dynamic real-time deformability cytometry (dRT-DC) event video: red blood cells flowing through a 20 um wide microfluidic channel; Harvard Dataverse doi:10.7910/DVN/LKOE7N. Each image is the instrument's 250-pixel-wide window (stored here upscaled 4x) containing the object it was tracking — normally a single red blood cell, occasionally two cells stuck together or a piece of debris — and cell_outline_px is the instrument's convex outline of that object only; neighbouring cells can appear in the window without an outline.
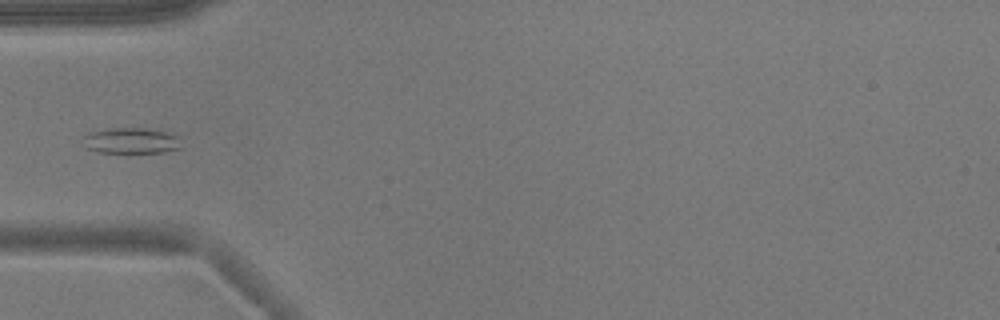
{"species": "common noctule bat (a hibernating species)", "species_latin": "Nyctalus noctula", "temperature_condition": "warm", "stored_images_in_passage": 4, "camera_frame_rate_fps": 3000, "um_per_image_px": 0.085, "animal": {"sex": "male", "body_mass_g": 17.9}, "frame": {"image": 1, "passage_image": 4, "time_ms": 3.333, "image_size_px": [1000, 320], "cell_outline_px": [[184, 148], [164, 152], [100, 152], [88, 148], [84, 136], [92, 132], [112, 128], [144, 128], [164, 132], [176, 136]], "centroid_in_image_um": [11.22, 11.96], "position_along_channel_um": 73.8, "area_um2": 14.33}}